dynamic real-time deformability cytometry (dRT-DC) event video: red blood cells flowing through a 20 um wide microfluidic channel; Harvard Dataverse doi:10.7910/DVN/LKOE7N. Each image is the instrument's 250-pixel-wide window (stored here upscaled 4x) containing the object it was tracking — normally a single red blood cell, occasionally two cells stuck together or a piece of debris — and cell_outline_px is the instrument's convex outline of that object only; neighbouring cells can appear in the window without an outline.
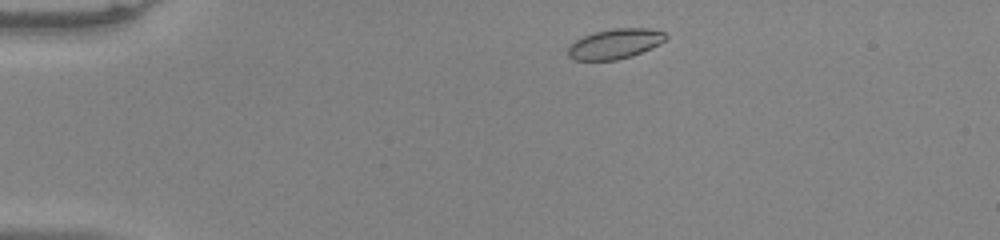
{"species": "common noctule bat (a hibernating species)", "species_latin": "Nyctalus noctula", "temperature_condition": "warm", "stored_images_in_passage": 44, "camera_frame_rate_fps": 3000, "um_per_image_px": 0.085, "animal": {"sex": "male", "body_mass_g": 20.0, "forearm_length_mm": 53.3}, "frame": {"image": 1, "passage_image": 2, "time_ms": 0.333, "image_size_px": [1000, 240], "cell_outline_px": [[668, 36], [660, 44], [632, 56], [616, 60], [576, 60], [568, 56], [568, 48], [576, 40], [584, 36], [596, 32], [612, 28], [648, 28], [664, 32]], "centroid_in_image_um": [52.3, 3.72], "position_along_channel_um": 32.7, "area_um2": 16.94}}
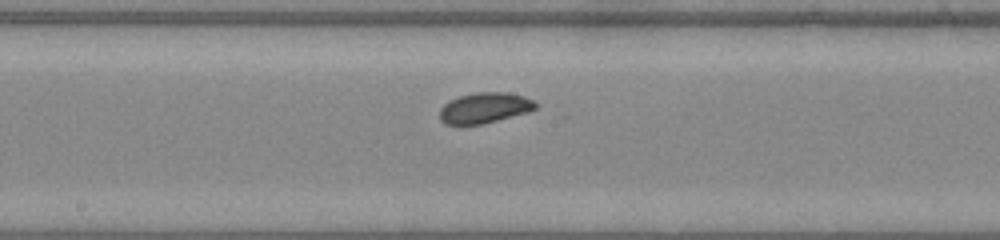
{"frame": {"image": 2, "passage_image": 20, "time_ms": 6.333, "image_size_px": [1000, 240], "cell_outline_px": [[536, 108], [528, 112], [484, 124], [444, 124], [440, 120], [440, 108], [444, 104], [460, 96], [476, 92], [508, 92], [524, 96], [532, 100], [536, 104]], "centroid_in_image_um": [41.19, 9.17], "position_along_channel_um": 207.0, "area_um2": 16.99}}
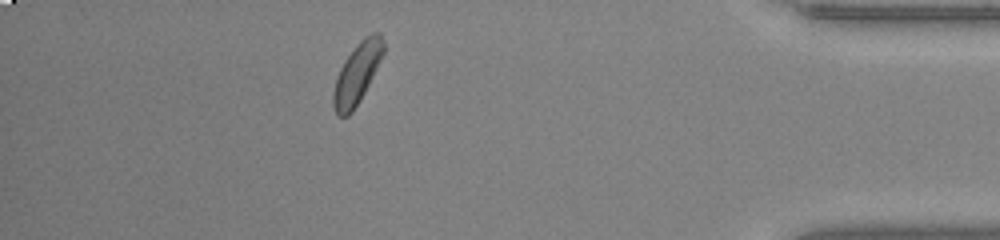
{"frame": {"image": 3, "passage_image": 38, "time_ms": 12.333, "image_size_px": [1000, 240], "cell_outline_px": [[384, 52], [360, 100], [352, 112], [348, 116], [336, 116], [332, 104], [332, 92], [336, 76], [344, 60], [356, 44], [364, 36], [372, 32], [380, 32], [384, 44]], "centroid_in_image_um": [30.31, 6.24], "position_along_channel_um": 404.9, "area_um2": 17.74}}